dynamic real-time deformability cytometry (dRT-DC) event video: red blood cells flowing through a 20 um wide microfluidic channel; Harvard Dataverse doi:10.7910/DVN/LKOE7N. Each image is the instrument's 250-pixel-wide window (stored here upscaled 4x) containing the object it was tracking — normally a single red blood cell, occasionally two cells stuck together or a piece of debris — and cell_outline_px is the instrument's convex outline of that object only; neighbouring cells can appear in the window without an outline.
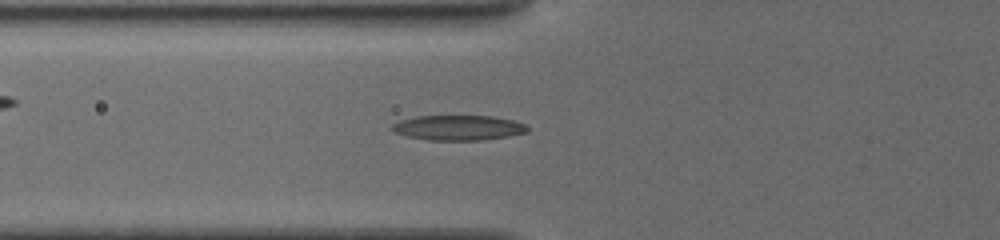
{"species": "common noctule bat (a hibernating species)", "species_latin": "Nyctalus noctula", "temperature_condition": "cold", "stored_images_in_passage": 8, "camera_frame_rate_fps": 3000, "um_per_image_px": 0.085, "animal": {"sex": "female", "body_mass_g": 19.5, "forearm_length_mm": 54.1}, "frame": {"image": 1, "passage_image": 8, "time_ms": 5.333, "image_size_px": [1000, 240], "cell_outline_px": [[528, 132], [508, 136], [484, 140], [428, 140], [408, 136], [392, 132], [388, 128], [392, 124], [400, 120], [416, 116], [492, 116], [512, 120], [524, 124], [528, 128]], "centroid_in_image_um": [38.9, 10.86], "position_along_channel_um": 86.9, "area_um2": 19.83}}